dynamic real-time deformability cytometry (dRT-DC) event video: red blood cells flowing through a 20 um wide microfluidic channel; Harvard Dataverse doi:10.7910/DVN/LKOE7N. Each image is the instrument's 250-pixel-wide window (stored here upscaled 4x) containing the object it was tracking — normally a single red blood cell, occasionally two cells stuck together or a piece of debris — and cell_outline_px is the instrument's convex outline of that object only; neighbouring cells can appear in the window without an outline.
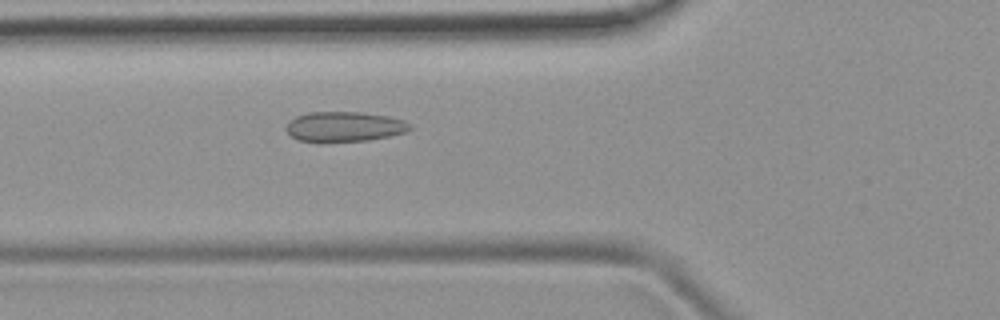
{"species": "common noctule bat (a hibernating species)", "species_latin": "Nyctalus noctula", "temperature_condition": "room temperature", "stored_images_in_passage": 48, "camera_frame_rate_fps": 3000, "um_per_image_px": 0.085, "animal": {"sex": "female", "body_mass_g": 19.9}, "frame": {"image": 1, "passage_image": 16, "time_ms": 5.0, "image_size_px": [1000, 320], "cell_outline_px": [[412, 128], [408, 132], [368, 140], [320, 144], [316, 144], [300, 140], [292, 136], [284, 128], [288, 120], [296, 116], [308, 112], [360, 112], [388, 116], [404, 120], [412, 124]], "centroid_in_image_um": [29.24, 10.79], "position_along_channel_um": 96.6, "area_um2": 22.37}}
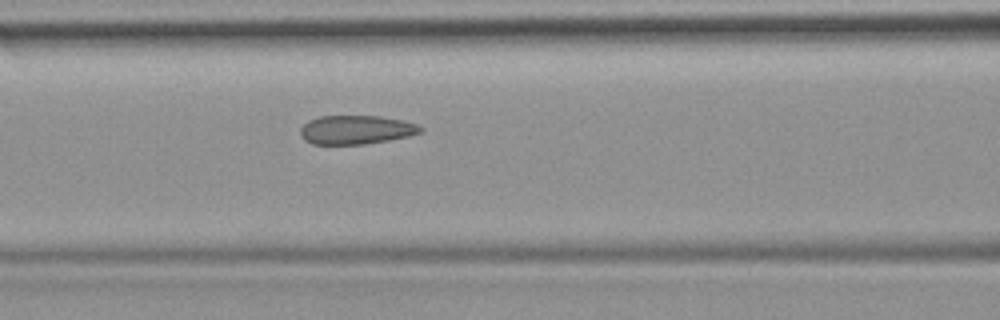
{"frame": {"image": 2, "passage_image": 19, "time_ms": 6.0, "image_size_px": [1000, 320], "cell_outline_px": [[424, 128], [420, 132], [408, 136], [388, 140], [364, 144], [312, 144], [304, 140], [300, 136], [300, 128], [308, 120], [320, 116], [380, 116], [404, 120], [416, 124]], "centroid_in_image_um": [30.24, 11.03], "position_along_channel_um": 136.4, "area_um2": 20.23}}
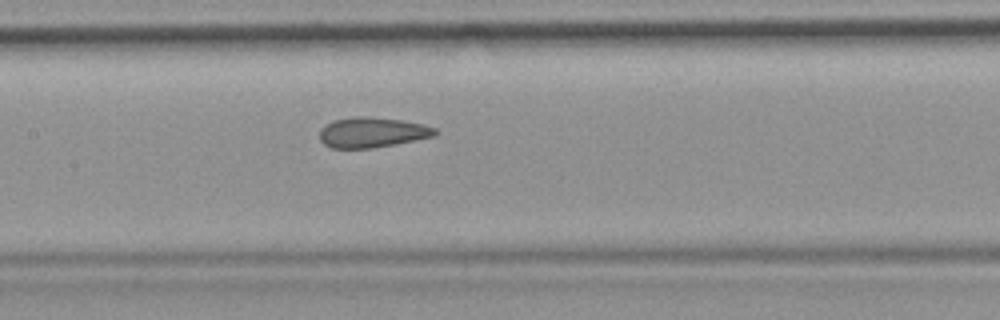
{"frame": {"image": 3, "passage_image": 22, "time_ms": 7.0, "image_size_px": [1000, 320], "cell_outline_px": [[440, 132], [432, 136], [372, 148], [332, 148], [324, 144], [320, 140], [320, 128], [332, 120], [356, 116], [368, 116], [400, 120], [424, 124], [436, 128]], "centroid_in_image_um": [31.6, 11.24], "position_along_channel_um": 175.8, "area_um2": 20.23}, "authors_computed_cell_mechanics": {"area_um2": 20.9814, "velocity_mm_per_s": 3.9537, "shape_relaxation_time_tau1_ms": null, "shape_relaxation_time_tau2_ms": 1.2906, "deformation_change_tau1": null, "deformation_change_tau2": 0.0728}}